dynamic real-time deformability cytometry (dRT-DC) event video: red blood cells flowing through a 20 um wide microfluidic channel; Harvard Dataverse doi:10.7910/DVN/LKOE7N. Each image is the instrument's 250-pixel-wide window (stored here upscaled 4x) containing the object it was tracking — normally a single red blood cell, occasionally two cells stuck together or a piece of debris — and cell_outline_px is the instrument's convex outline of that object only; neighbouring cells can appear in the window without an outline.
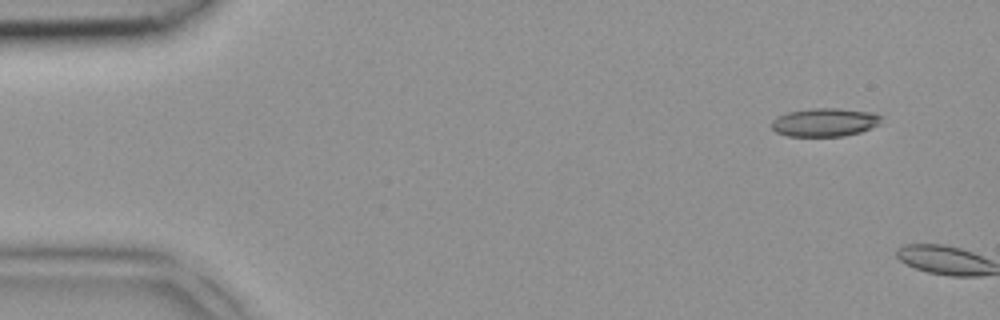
{"species": "common noctule bat (a hibernating species)", "species_latin": "Nyctalus noctula", "temperature_condition": "room temperature", "stored_images_in_passage": 3, "camera_frame_rate_fps": 3000, "um_per_image_px": 0.085, "animal": {"sex": "female", "body_mass_g": 18.4}, "frame": {"image": 1, "passage_image": 3, "time_ms": 0.667, "image_size_px": [1000, 320], "cell_outline_px": [[884, 116], [880, 124], [872, 128], [860, 132], [844, 136], [788, 136], [776, 132], [772, 128], [772, 120], [776, 116], [788, 112], [812, 108], [836, 108], [876, 112]], "centroid_in_image_um": [70.16, 10.38], "position_along_channel_um": 14.8, "area_um2": 18.44}}